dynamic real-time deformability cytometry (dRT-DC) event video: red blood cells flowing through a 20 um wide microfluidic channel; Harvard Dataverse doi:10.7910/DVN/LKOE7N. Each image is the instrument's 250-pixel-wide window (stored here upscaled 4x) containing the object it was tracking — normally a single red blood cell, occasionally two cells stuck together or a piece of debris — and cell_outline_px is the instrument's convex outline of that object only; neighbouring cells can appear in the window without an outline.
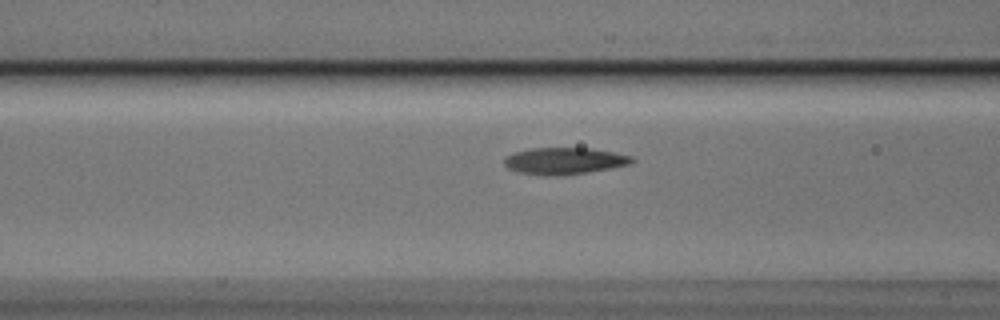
{"species": "Egyptian fruit bat (a non-hibernating species)", "species_latin": "Rousettus aegyptiacus", "temperature_condition": "cold", "stored_images_in_passage": 34, "camera_frame_rate_fps": 3000, "um_per_image_px": 0.085, "animal": {"sex": "male"}, "frame": {"image": 1, "passage_image": 6, "time_ms": 1.667, "image_size_px": [1000, 320], "cell_outline_px": [[636, 160], [628, 164], [588, 172], [556, 176], [540, 176], [516, 172], [508, 168], [504, 164], [504, 160], [508, 156], [516, 152], [532, 148], [592, 148], [632, 156]], "centroid_in_image_um": [47.94, 13.69], "position_along_channel_um": 118.7, "area_um2": 19.83}}
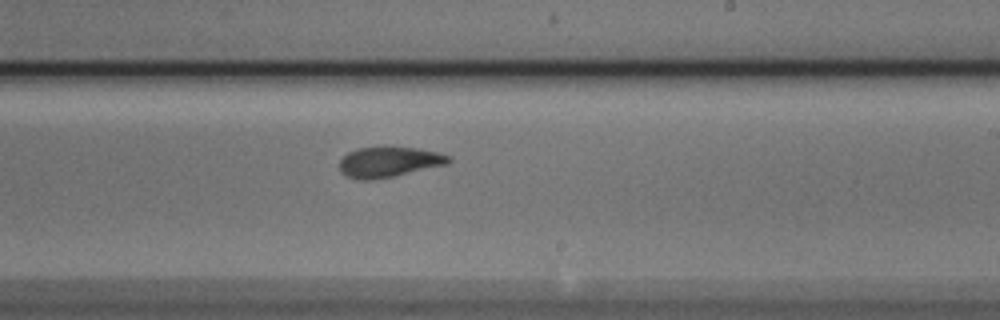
{"frame": {"image": 2, "passage_image": 17, "time_ms": 5.333, "image_size_px": [1000, 320], "cell_outline_px": [[452, 160], [448, 164], [392, 176], [372, 180], [356, 180], [340, 172], [340, 160], [348, 152], [356, 148], [384, 144], [416, 148], [436, 152], [452, 156]], "centroid_in_image_um": [33.04, 13.72], "position_along_channel_um": 256.0, "area_um2": 19.88}}
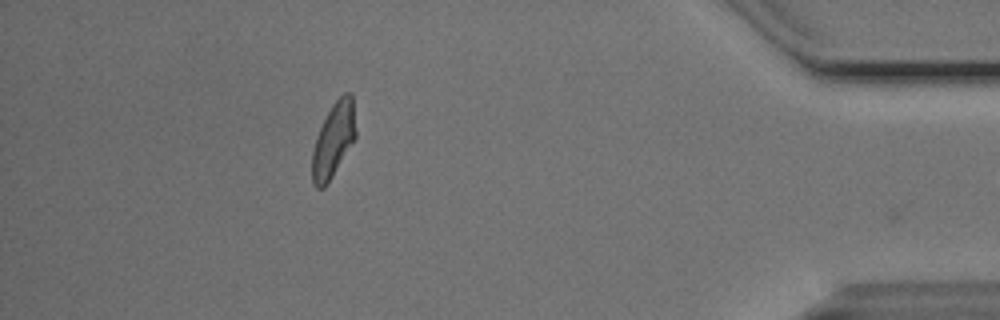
{"frame": {"image": 3, "passage_image": 33, "time_ms": 10.667, "image_size_px": [1000, 320], "cell_outline_px": [[356, 136], [332, 176], [324, 188], [316, 188], [312, 184], [312, 152], [316, 136], [332, 104], [344, 92], [352, 92], [356, 132]], "centroid_in_image_um": [28.34, 11.89], "position_along_channel_um": 406.9, "area_um2": 18.73}}